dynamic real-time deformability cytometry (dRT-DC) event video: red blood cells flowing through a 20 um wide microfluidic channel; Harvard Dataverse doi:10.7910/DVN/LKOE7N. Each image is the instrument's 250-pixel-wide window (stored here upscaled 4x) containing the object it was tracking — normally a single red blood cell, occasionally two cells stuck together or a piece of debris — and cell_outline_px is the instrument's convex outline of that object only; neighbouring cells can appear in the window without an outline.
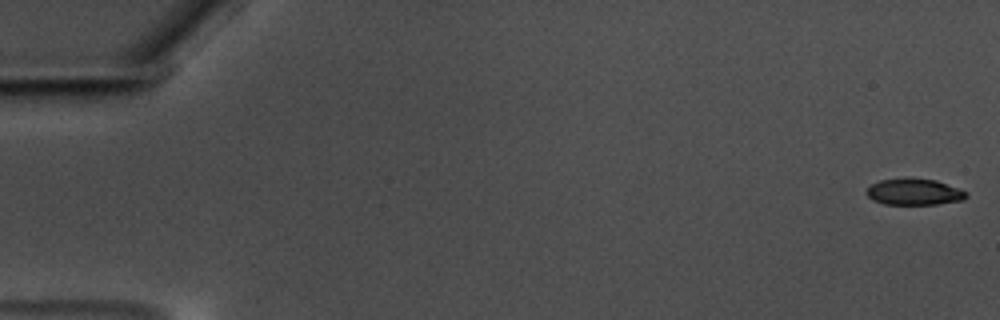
{"species": "common noctule bat (a hibernating species)", "species_latin": "Nyctalus noctula", "temperature_condition": "warm", "stored_images_in_passage": 16, "camera_frame_rate_fps": 3000, "um_per_image_px": 0.085, "animal": {"sex": "male", "body_mass_g": 17.5, "forearm_length_mm": 52.3}, "frame": {"image": 1, "passage_image": 1, "time_ms": 0.0, "image_size_px": [1000, 320], "cell_outline_px": [[968, 196], [964, 200], [936, 204], [884, 204], [872, 200], [864, 192], [872, 184], [880, 180], [904, 176], [908, 176], [936, 180], [960, 188], [968, 192]], "centroid_in_image_um": [77.71, 16.28], "position_along_channel_um": 7.3, "area_um2": 15.84}}
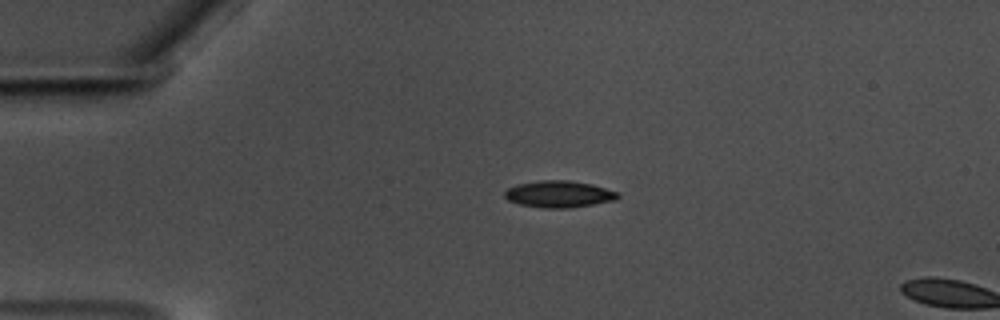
{"frame": {"image": 2, "passage_image": 14, "time_ms": 4.333, "image_size_px": [1000, 320], "cell_outline_px": [[620, 196], [616, 200], [568, 208], [544, 208], [520, 204], [508, 200], [504, 196], [504, 192], [508, 188], [516, 184], [540, 180], [568, 180], [592, 184], [620, 192]], "centroid_in_image_um": [47.52, 16.49], "position_along_channel_um": 37.5, "area_um2": 17.69}}